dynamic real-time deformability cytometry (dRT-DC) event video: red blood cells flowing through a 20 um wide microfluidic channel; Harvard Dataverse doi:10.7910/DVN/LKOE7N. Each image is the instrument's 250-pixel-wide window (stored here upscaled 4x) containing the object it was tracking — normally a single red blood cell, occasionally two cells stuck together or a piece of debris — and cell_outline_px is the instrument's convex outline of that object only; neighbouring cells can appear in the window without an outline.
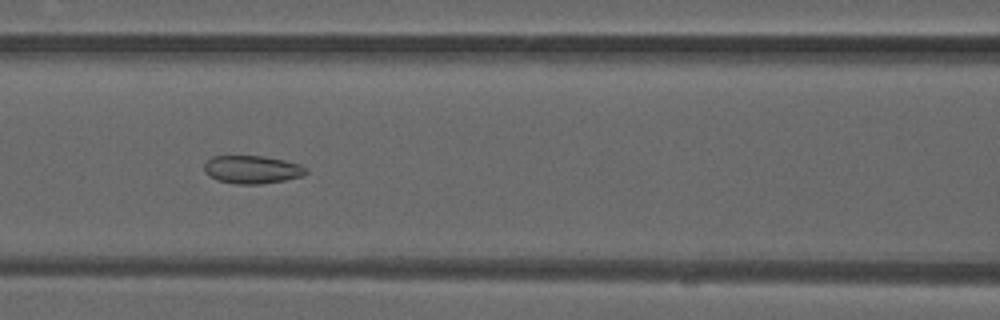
{"species": "common noctule bat (a hibernating species)", "species_latin": "Nyctalus noctula", "temperature_condition": "warm", "stored_images_in_passage": 50, "camera_frame_rate_fps": 3000, "um_per_image_px": 0.085, "animal": {"sex": "male", "forearm_length_mm": 52.5}, "frame": {"image": 1, "passage_image": 22, "time_ms": 7.0, "image_size_px": [1000, 320], "cell_outline_px": [[308, 172], [304, 176], [284, 180], [260, 184], [236, 184], [216, 180], [208, 176], [204, 172], [204, 164], [212, 156], [264, 156], [284, 160], [300, 164], [308, 168]], "centroid_in_image_um": [21.44, 14.41], "position_along_channel_um": 145.2, "area_um2": 16.82}}
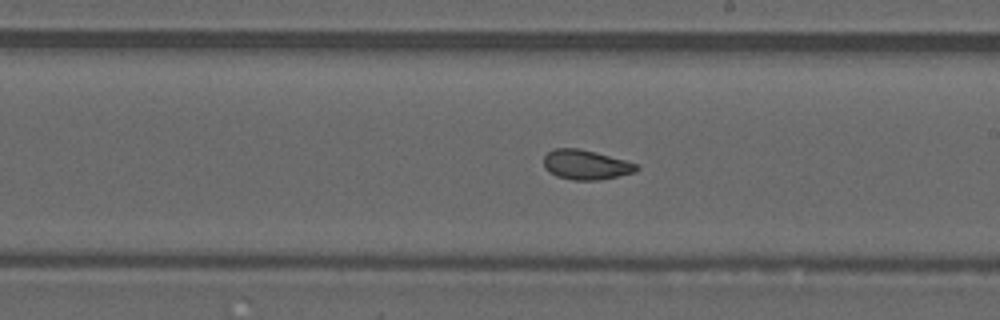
{"frame": {"image": 2, "passage_image": 29, "time_ms": 9.333, "image_size_px": [1000, 320], "cell_outline_px": [[640, 168], [636, 172], [600, 180], [572, 180], [556, 176], [548, 172], [544, 168], [544, 156], [548, 152], [556, 148], [580, 148], [596, 152], [624, 160], [636, 164]], "centroid_in_image_um": [49.78, 14.01], "position_along_channel_um": 239.2, "area_um2": 16.13}}
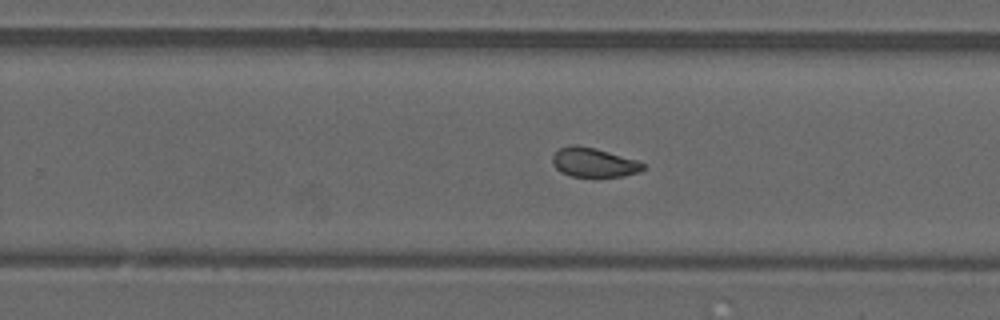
{"frame": {"image": 3, "passage_image": 32, "time_ms": 10.333, "image_size_px": [1000, 320], "cell_outline_px": [[644, 168], [640, 172], [624, 176], [572, 176], [560, 172], [552, 164], [552, 156], [560, 148], [572, 144], [576, 144], [596, 148], [636, 160], [644, 164]], "centroid_in_image_um": [50.44, 13.8], "position_along_channel_um": 279.4, "area_um2": 15.37}, "authors_computed_cell_mechanics": {"area_um2": 16.9932, "velocity_mm_per_s": 4.0428, "shape_relaxation_time_tau1_ms": null, "shape_relaxation_time_tau2_ms": 1.5527, "deformation_change_tau1": null, "deformation_change_tau2": 0.0718}}